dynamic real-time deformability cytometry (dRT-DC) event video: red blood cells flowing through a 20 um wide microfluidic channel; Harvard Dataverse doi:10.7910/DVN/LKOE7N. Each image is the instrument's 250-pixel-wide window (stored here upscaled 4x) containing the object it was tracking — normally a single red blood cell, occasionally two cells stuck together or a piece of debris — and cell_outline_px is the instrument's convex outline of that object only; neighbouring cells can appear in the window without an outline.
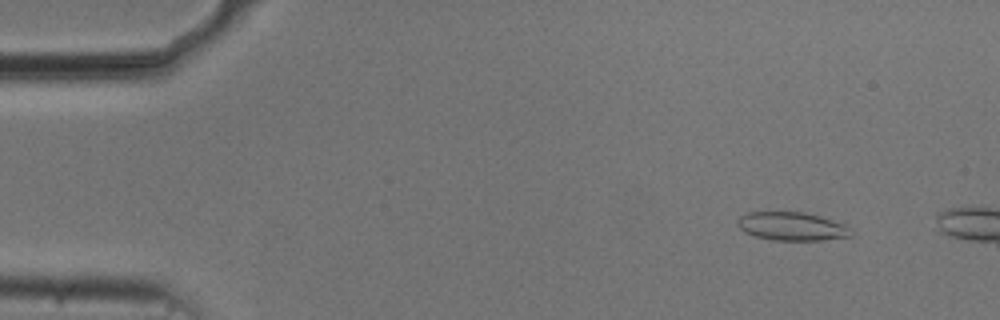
{"species": "common noctule bat (a hibernating species)", "species_latin": "Nyctalus noctula", "temperature_condition": "cold", "stored_images_in_passage": 10, "camera_frame_rate_fps": 3000, "um_per_image_px": 0.085, "animal": {"sex": "male", "body_mass_g": 20.5, "forearm_length_mm": 52.5}, "frame": {"image": 1, "passage_image": 6, "time_ms": 1.667, "image_size_px": [1000, 320], "cell_outline_px": [[852, 236], [820, 240], [772, 240], [756, 236], [744, 232], [736, 224], [736, 220], [740, 216], [748, 212], [804, 212], [844, 220]], "centroid_in_image_um": [67.35, 19.22], "position_along_channel_um": 17.6, "area_um2": 19.19}}